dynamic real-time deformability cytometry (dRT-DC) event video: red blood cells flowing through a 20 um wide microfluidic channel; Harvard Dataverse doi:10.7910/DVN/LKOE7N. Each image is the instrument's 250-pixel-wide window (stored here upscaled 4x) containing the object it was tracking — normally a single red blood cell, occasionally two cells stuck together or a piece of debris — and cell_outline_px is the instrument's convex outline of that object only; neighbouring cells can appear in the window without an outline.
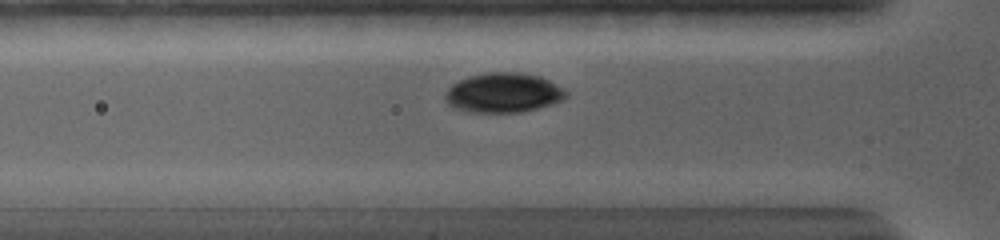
{"species": "common noctule bat (a hibernating species)", "species_latin": "Nyctalus noctula", "temperature_condition": "warm", "stored_images_in_passage": 21, "camera_frame_rate_fps": 5000, "um_per_image_px": 0.085, "animal": {"sex": "female", "body_mass_g": 19.0, "forearm_length_mm": 56.7}, "frame": {"image": 1, "passage_image": 9, "time_ms": 3.2, "image_size_px": [1000, 240], "cell_outline_px": [[568, 96], [564, 100], [536, 108], [520, 112], [468, 112], [452, 108], [444, 100], [444, 96], [448, 88], [452, 84], [468, 76], [484, 72], [520, 72], [540, 76], [564, 88], [568, 92]], "centroid_in_image_um": [42.77, 7.88], "position_along_channel_um": 83.0, "area_um2": 28.21}}
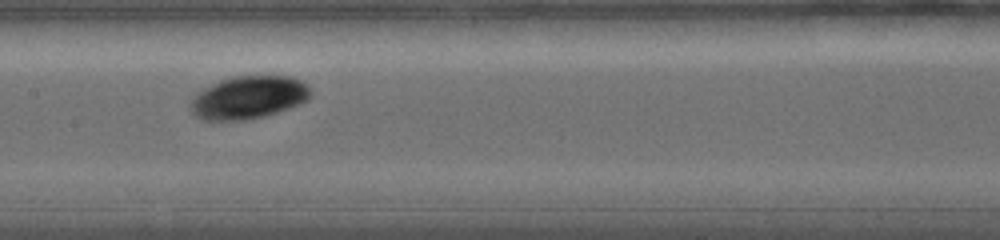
{"frame": {"image": 2, "passage_image": 14, "time_ms": 6.0, "image_size_px": [1000, 240], "cell_outline_px": [[312, 92], [308, 100], [300, 104], [264, 116], [244, 120], [204, 120], [196, 116], [192, 112], [192, 100], [196, 92], [220, 80], [236, 76], [292, 76], [308, 84]], "centroid_in_image_um": [21.16, 8.27], "position_along_channel_um": 186.2, "area_um2": 29.88}}
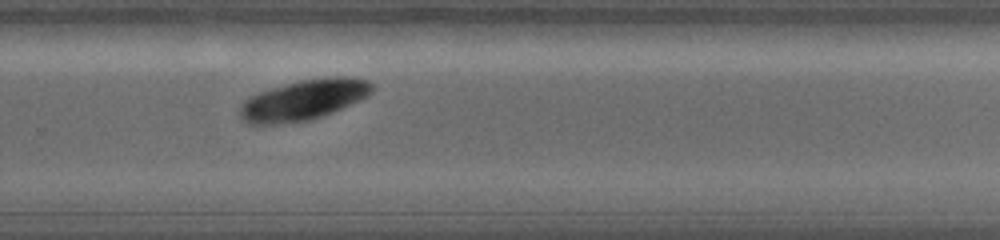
{"frame": {"image": 3, "passage_image": 20, "time_ms": 9.2, "image_size_px": [1000, 240], "cell_outline_px": [[372, 92], [368, 96], [360, 100], [332, 112], [308, 120], [276, 124], [248, 124], [240, 116], [240, 104], [244, 100], [260, 92], [272, 88], [300, 80], [332, 76], [348, 76], [368, 80], [372, 84]], "centroid_in_image_um": [25.82, 8.48], "position_along_channel_um": 304.0, "area_um2": 30.87}}